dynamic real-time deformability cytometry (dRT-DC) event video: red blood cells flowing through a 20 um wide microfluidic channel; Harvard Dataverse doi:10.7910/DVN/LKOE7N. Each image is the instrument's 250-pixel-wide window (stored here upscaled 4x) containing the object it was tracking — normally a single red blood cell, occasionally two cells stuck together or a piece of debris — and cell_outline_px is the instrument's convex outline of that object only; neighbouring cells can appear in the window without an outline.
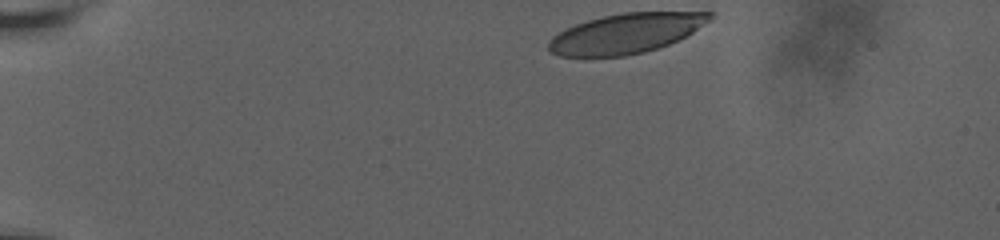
{"species": "human", "species_latin": "Homo sapiens", "temperature_condition": "room temperature", "stored_images_in_passage": 25, "camera_frame_rate_fps": 3000, "um_per_image_px": 0.085, "donor": {"sex": "male"}, "frame": {"image": 1, "passage_image": 1, "time_ms": 0.0, "image_size_px": [1000, 240], "cell_outline_px": [[716, 12], [708, 20], [692, 32], [668, 44], [644, 52], [624, 56], [560, 56], [552, 52], [548, 48], [548, 40], [552, 36], [576, 24], [588, 20], [604, 16], [624, 12]], "centroid_in_image_um": [53.17, 2.84], "position_along_channel_um": 31.8, "area_um2": 36.82}}
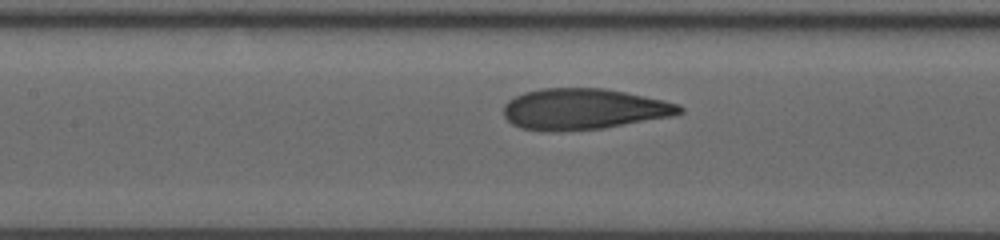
{"frame": {"image": 2, "passage_image": 15, "time_ms": 6.0, "image_size_px": [1000, 240], "cell_outline_px": [[684, 112], [672, 116], [604, 128], [560, 132], [544, 132], [520, 128], [512, 124], [504, 116], [504, 104], [508, 100], [524, 92], [540, 88], [604, 88], [664, 100], [680, 104], [684, 108]], "centroid_in_image_um": [49.59, 9.28], "position_along_channel_um": 157.8, "area_um2": 42.43}}
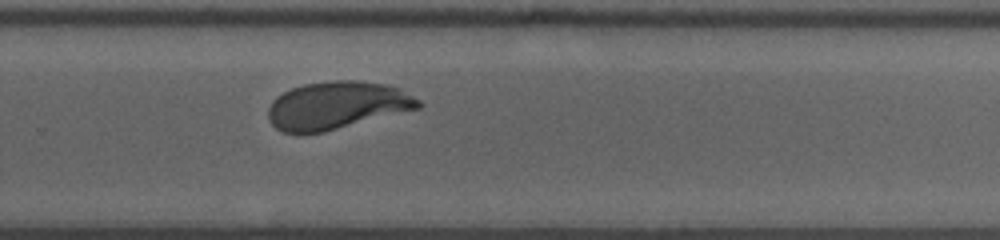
{"frame": {"image": 3, "passage_image": 25, "time_ms": 10.0, "image_size_px": [1000, 240], "cell_outline_px": [[420, 108], [324, 132], [284, 132], [276, 128], [272, 124], [268, 116], [268, 108], [272, 100], [276, 96], [292, 88], [304, 84], [332, 80], [352, 80], [388, 84], [400, 88], [420, 100]], "centroid_in_image_um": [28.64, 8.94], "position_along_channel_um": 301.2, "area_um2": 41.56}}